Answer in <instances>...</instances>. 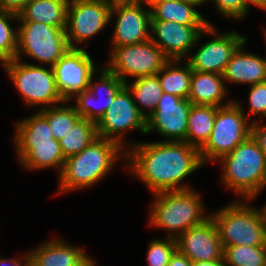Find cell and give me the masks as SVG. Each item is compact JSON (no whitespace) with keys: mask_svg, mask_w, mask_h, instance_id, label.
I'll return each mask as SVG.
<instances>
[{"mask_svg":"<svg viewBox=\"0 0 266 266\" xmlns=\"http://www.w3.org/2000/svg\"><path fill=\"white\" fill-rule=\"evenodd\" d=\"M124 165L155 194L191 189L183 181L204 164L199 149L185 141H129Z\"/></svg>","mask_w":266,"mask_h":266,"instance_id":"cell-1","label":"cell"},{"mask_svg":"<svg viewBox=\"0 0 266 266\" xmlns=\"http://www.w3.org/2000/svg\"><path fill=\"white\" fill-rule=\"evenodd\" d=\"M119 159L126 161V150L98 136L80 153L65 159L55 195L93 187L111 173Z\"/></svg>","mask_w":266,"mask_h":266,"instance_id":"cell-2","label":"cell"},{"mask_svg":"<svg viewBox=\"0 0 266 266\" xmlns=\"http://www.w3.org/2000/svg\"><path fill=\"white\" fill-rule=\"evenodd\" d=\"M152 195L154 198L149 205L148 226L166 230L168 238L177 239L186 230L210 218L200 192L193 188Z\"/></svg>","mask_w":266,"mask_h":266,"instance_id":"cell-3","label":"cell"},{"mask_svg":"<svg viewBox=\"0 0 266 266\" xmlns=\"http://www.w3.org/2000/svg\"><path fill=\"white\" fill-rule=\"evenodd\" d=\"M218 161L221 183L241 200H253L266 188V155L252 135Z\"/></svg>","mask_w":266,"mask_h":266,"instance_id":"cell-4","label":"cell"},{"mask_svg":"<svg viewBox=\"0 0 266 266\" xmlns=\"http://www.w3.org/2000/svg\"><path fill=\"white\" fill-rule=\"evenodd\" d=\"M245 201L235 199L218 211L210 213L223 247L235 245L253 247L266 244L262 213L259 208L248 204L252 200Z\"/></svg>","mask_w":266,"mask_h":266,"instance_id":"cell-5","label":"cell"},{"mask_svg":"<svg viewBox=\"0 0 266 266\" xmlns=\"http://www.w3.org/2000/svg\"><path fill=\"white\" fill-rule=\"evenodd\" d=\"M2 67L28 107L39 106L38 110H42L65 102L57 90L52 66L45 68L13 59Z\"/></svg>","mask_w":266,"mask_h":266,"instance_id":"cell-6","label":"cell"},{"mask_svg":"<svg viewBox=\"0 0 266 266\" xmlns=\"http://www.w3.org/2000/svg\"><path fill=\"white\" fill-rule=\"evenodd\" d=\"M243 108L238 100H234L229 105L217 109L211 135L199 150L204 166L207 162L218 163L219 159L251 135L252 122L248 119L251 116L248 117Z\"/></svg>","mask_w":266,"mask_h":266,"instance_id":"cell-7","label":"cell"},{"mask_svg":"<svg viewBox=\"0 0 266 266\" xmlns=\"http://www.w3.org/2000/svg\"><path fill=\"white\" fill-rule=\"evenodd\" d=\"M17 53L15 59L23 56L36 60L40 65L53 66L70 48L65 27L49 26L40 22L17 21Z\"/></svg>","mask_w":266,"mask_h":266,"instance_id":"cell-8","label":"cell"},{"mask_svg":"<svg viewBox=\"0 0 266 266\" xmlns=\"http://www.w3.org/2000/svg\"><path fill=\"white\" fill-rule=\"evenodd\" d=\"M108 62L104 67L124 83L129 77L156 75L168 61L162 50L149 39L133 45L110 47ZM129 76V77H128Z\"/></svg>","mask_w":266,"mask_h":266,"instance_id":"cell-9","label":"cell"},{"mask_svg":"<svg viewBox=\"0 0 266 266\" xmlns=\"http://www.w3.org/2000/svg\"><path fill=\"white\" fill-rule=\"evenodd\" d=\"M96 127L99 137L112 140L125 150H127V144L124 141L125 133L128 130H139L140 133L146 134V119L139 113L125 85L117 92L112 104Z\"/></svg>","mask_w":266,"mask_h":266,"instance_id":"cell-10","label":"cell"},{"mask_svg":"<svg viewBox=\"0 0 266 266\" xmlns=\"http://www.w3.org/2000/svg\"><path fill=\"white\" fill-rule=\"evenodd\" d=\"M110 14L111 7L103 0H70L65 27L69 47L82 49L84 42L106 28Z\"/></svg>","mask_w":266,"mask_h":266,"instance_id":"cell-11","label":"cell"},{"mask_svg":"<svg viewBox=\"0 0 266 266\" xmlns=\"http://www.w3.org/2000/svg\"><path fill=\"white\" fill-rule=\"evenodd\" d=\"M204 34L211 35L212 39L201 44L193 55L187 57L192 70L198 72H211L222 75L237 48L247 40L243 34L236 30L219 32L215 26L209 24Z\"/></svg>","mask_w":266,"mask_h":266,"instance_id":"cell-12","label":"cell"},{"mask_svg":"<svg viewBox=\"0 0 266 266\" xmlns=\"http://www.w3.org/2000/svg\"><path fill=\"white\" fill-rule=\"evenodd\" d=\"M93 61L86 49L69 48L52 66L57 90L65 102L88 89L90 78L100 68Z\"/></svg>","mask_w":266,"mask_h":266,"instance_id":"cell-13","label":"cell"},{"mask_svg":"<svg viewBox=\"0 0 266 266\" xmlns=\"http://www.w3.org/2000/svg\"><path fill=\"white\" fill-rule=\"evenodd\" d=\"M208 25H182L172 21L151 20L150 39L168 60H184L200 42Z\"/></svg>","mask_w":266,"mask_h":266,"instance_id":"cell-14","label":"cell"},{"mask_svg":"<svg viewBox=\"0 0 266 266\" xmlns=\"http://www.w3.org/2000/svg\"><path fill=\"white\" fill-rule=\"evenodd\" d=\"M96 74L98 78L94 81ZM124 85L125 83L117 75L100 66L90 78L88 89L78 93L71 102L75 99L74 107L81 118L97 124Z\"/></svg>","mask_w":266,"mask_h":266,"instance_id":"cell-15","label":"cell"},{"mask_svg":"<svg viewBox=\"0 0 266 266\" xmlns=\"http://www.w3.org/2000/svg\"><path fill=\"white\" fill-rule=\"evenodd\" d=\"M192 103L188 99L163 92L157 108L146 120V134L158 132L162 141H185L187 119Z\"/></svg>","mask_w":266,"mask_h":266,"instance_id":"cell-16","label":"cell"},{"mask_svg":"<svg viewBox=\"0 0 266 266\" xmlns=\"http://www.w3.org/2000/svg\"><path fill=\"white\" fill-rule=\"evenodd\" d=\"M148 6L146 2H138L111 7L110 22L117 16L111 47L139 44L150 39L151 11Z\"/></svg>","mask_w":266,"mask_h":266,"instance_id":"cell-17","label":"cell"},{"mask_svg":"<svg viewBox=\"0 0 266 266\" xmlns=\"http://www.w3.org/2000/svg\"><path fill=\"white\" fill-rule=\"evenodd\" d=\"M177 250L192 262L223 259L224 248L217 227L210 217L200 225L191 227L177 239Z\"/></svg>","mask_w":266,"mask_h":266,"instance_id":"cell-18","label":"cell"},{"mask_svg":"<svg viewBox=\"0 0 266 266\" xmlns=\"http://www.w3.org/2000/svg\"><path fill=\"white\" fill-rule=\"evenodd\" d=\"M17 160L26 170L54 168L61 174L65 158L55 138L42 141H13Z\"/></svg>","mask_w":266,"mask_h":266,"instance_id":"cell-19","label":"cell"},{"mask_svg":"<svg viewBox=\"0 0 266 266\" xmlns=\"http://www.w3.org/2000/svg\"><path fill=\"white\" fill-rule=\"evenodd\" d=\"M248 40L233 53L222 77L226 83L248 84L249 86L266 81V57L245 51Z\"/></svg>","mask_w":266,"mask_h":266,"instance_id":"cell-20","label":"cell"},{"mask_svg":"<svg viewBox=\"0 0 266 266\" xmlns=\"http://www.w3.org/2000/svg\"><path fill=\"white\" fill-rule=\"evenodd\" d=\"M44 241L29 250L31 260L37 266H83L92 256H88L85 248L73 246L59 237Z\"/></svg>","mask_w":266,"mask_h":266,"instance_id":"cell-21","label":"cell"},{"mask_svg":"<svg viewBox=\"0 0 266 266\" xmlns=\"http://www.w3.org/2000/svg\"><path fill=\"white\" fill-rule=\"evenodd\" d=\"M222 75L192 70L188 100L195 105L227 106L233 100L223 103L229 93Z\"/></svg>","mask_w":266,"mask_h":266,"instance_id":"cell-22","label":"cell"},{"mask_svg":"<svg viewBox=\"0 0 266 266\" xmlns=\"http://www.w3.org/2000/svg\"><path fill=\"white\" fill-rule=\"evenodd\" d=\"M148 4L151 20L172 21L182 25L212 24L197 11L196 7L204 4H188L177 0H151Z\"/></svg>","mask_w":266,"mask_h":266,"instance_id":"cell-23","label":"cell"},{"mask_svg":"<svg viewBox=\"0 0 266 266\" xmlns=\"http://www.w3.org/2000/svg\"><path fill=\"white\" fill-rule=\"evenodd\" d=\"M70 0H29L18 21L40 22L49 26L66 27Z\"/></svg>","mask_w":266,"mask_h":266,"instance_id":"cell-24","label":"cell"},{"mask_svg":"<svg viewBox=\"0 0 266 266\" xmlns=\"http://www.w3.org/2000/svg\"><path fill=\"white\" fill-rule=\"evenodd\" d=\"M218 108L212 105H191L187 119V143L199 150L206 144L214 127Z\"/></svg>","mask_w":266,"mask_h":266,"instance_id":"cell-25","label":"cell"},{"mask_svg":"<svg viewBox=\"0 0 266 266\" xmlns=\"http://www.w3.org/2000/svg\"><path fill=\"white\" fill-rule=\"evenodd\" d=\"M182 61L168 60L157 73V76L163 92L179 96L182 99H188L192 69L187 61L182 66Z\"/></svg>","mask_w":266,"mask_h":266,"instance_id":"cell-26","label":"cell"},{"mask_svg":"<svg viewBox=\"0 0 266 266\" xmlns=\"http://www.w3.org/2000/svg\"><path fill=\"white\" fill-rule=\"evenodd\" d=\"M125 86L130 91L139 113L147 120L157 108L163 94L157 74L138 77L132 83H125Z\"/></svg>","mask_w":266,"mask_h":266,"instance_id":"cell-27","label":"cell"},{"mask_svg":"<svg viewBox=\"0 0 266 266\" xmlns=\"http://www.w3.org/2000/svg\"><path fill=\"white\" fill-rule=\"evenodd\" d=\"M97 137L96 123L80 118L59 140L64 158L80 153Z\"/></svg>","mask_w":266,"mask_h":266,"instance_id":"cell-28","label":"cell"},{"mask_svg":"<svg viewBox=\"0 0 266 266\" xmlns=\"http://www.w3.org/2000/svg\"><path fill=\"white\" fill-rule=\"evenodd\" d=\"M66 104V105H65ZM48 121L51 133L56 140L63 138L71 127L81 118L68 101L59 106L38 110Z\"/></svg>","mask_w":266,"mask_h":266,"instance_id":"cell-29","label":"cell"},{"mask_svg":"<svg viewBox=\"0 0 266 266\" xmlns=\"http://www.w3.org/2000/svg\"><path fill=\"white\" fill-rule=\"evenodd\" d=\"M12 141H42L53 139L47 119L36 110L27 118L17 121Z\"/></svg>","mask_w":266,"mask_h":266,"instance_id":"cell-30","label":"cell"},{"mask_svg":"<svg viewBox=\"0 0 266 266\" xmlns=\"http://www.w3.org/2000/svg\"><path fill=\"white\" fill-rule=\"evenodd\" d=\"M226 266H266V246L223 247Z\"/></svg>","mask_w":266,"mask_h":266,"instance_id":"cell-31","label":"cell"},{"mask_svg":"<svg viewBox=\"0 0 266 266\" xmlns=\"http://www.w3.org/2000/svg\"><path fill=\"white\" fill-rule=\"evenodd\" d=\"M15 21V22H14ZM18 16L0 10V62L1 65L15 59L17 53V27L12 28Z\"/></svg>","mask_w":266,"mask_h":266,"instance_id":"cell-32","label":"cell"},{"mask_svg":"<svg viewBox=\"0 0 266 266\" xmlns=\"http://www.w3.org/2000/svg\"><path fill=\"white\" fill-rule=\"evenodd\" d=\"M146 262L148 266H167L171 256L177 250L176 239L157 237L147 246Z\"/></svg>","mask_w":266,"mask_h":266,"instance_id":"cell-33","label":"cell"},{"mask_svg":"<svg viewBox=\"0 0 266 266\" xmlns=\"http://www.w3.org/2000/svg\"><path fill=\"white\" fill-rule=\"evenodd\" d=\"M248 100H249V114L254 115L252 123L260 120L262 116L266 119V81L251 85L249 87ZM259 116V117H258ZM256 117H258L256 119Z\"/></svg>","mask_w":266,"mask_h":266,"instance_id":"cell-34","label":"cell"},{"mask_svg":"<svg viewBox=\"0 0 266 266\" xmlns=\"http://www.w3.org/2000/svg\"><path fill=\"white\" fill-rule=\"evenodd\" d=\"M211 1L217 12L228 19L243 20L250 10L243 0H205V4Z\"/></svg>","mask_w":266,"mask_h":266,"instance_id":"cell-35","label":"cell"},{"mask_svg":"<svg viewBox=\"0 0 266 266\" xmlns=\"http://www.w3.org/2000/svg\"><path fill=\"white\" fill-rule=\"evenodd\" d=\"M251 135L266 155V123L263 119L252 123Z\"/></svg>","mask_w":266,"mask_h":266,"instance_id":"cell-36","label":"cell"},{"mask_svg":"<svg viewBox=\"0 0 266 266\" xmlns=\"http://www.w3.org/2000/svg\"><path fill=\"white\" fill-rule=\"evenodd\" d=\"M29 0H0V10L19 15Z\"/></svg>","mask_w":266,"mask_h":266,"instance_id":"cell-37","label":"cell"},{"mask_svg":"<svg viewBox=\"0 0 266 266\" xmlns=\"http://www.w3.org/2000/svg\"><path fill=\"white\" fill-rule=\"evenodd\" d=\"M0 256V266H30L31 263V255L28 252L22 254L19 258H11V259H1Z\"/></svg>","mask_w":266,"mask_h":266,"instance_id":"cell-38","label":"cell"},{"mask_svg":"<svg viewBox=\"0 0 266 266\" xmlns=\"http://www.w3.org/2000/svg\"><path fill=\"white\" fill-rule=\"evenodd\" d=\"M167 266H192V261L176 250Z\"/></svg>","mask_w":266,"mask_h":266,"instance_id":"cell-39","label":"cell"},{"mask_svg":"<svg viewBox=\"0 0 266 266\" xmlns=\"http://www.w3.org/2000/svg\"><path fill=\"white\" fill-rule=\"evenodd\" d=\"M109 7L138 3V0H103Z\"/></svg>","mask_w":266,"mask_h":266,"instance_id":"cell-40","label":"cell"},{"mask_svg":"<svg viewBox=\"0 0 266 266\" xmlns=\"http://www.w3.org/2000/svg\"><path fill=\"white\" fill-rule=\"evenodd\" d=\"M192 266H226L224 259L206 262H192Z\"/></svg>","mask_w":266,"mask_h":266,"instance_id":"cell-41","label":"cell"},{"mask_svg":"<svg viewBox=\"0 0 266 266\" xmlns=\"http://www.w3.org/2000/svg\"><path fill=\"white\" fill-rule=\"evenodd\" d=\"M243 2L250 7L249 5L256 6L258 9H263L266 11V0H243Z\"/></svg>","mask_w":266,"mask_h":266,"instance_id":"cell-42","label":"cell"},{"mask_svg":"<svg viewBox=\"0 0 266 266\" xmlns=\"http://www.w3.org/2000/svg\"><path fill=\"white\" fill-rule=\"evenodd\" d=\"M188 4H205V0H177Z\"/></svg>","mask_w":266,"mask_h":266,"instance_id":"cell-43","label":"cell"},{"mask_svg":"<svg viewBox=\"0 0 266 266\" xmlns=\"http://www.w3.org/2000/svg\"><path fill=\"white\" fill-rule=\"evenodd\" d=\"M262 216H263V220H264V225H265V235H266V204L263 205V207L261 206V208H259Z\"/></svg>","mask_w":266,"mask_h":266,"instance_id":"cell-44","label":"cell"},{"mask_svg":"<svg viewBox=\"0 0 266 266\" xmlns=\"http://www.w3.org/2000/svg\"><path fill=\"white\" fill-rule=\"evenodd\" d=\"M96 264L95 259L91 257L83 266H97Z\"/></svg>","mask_w":266,"mask_h":266,"instance_id":"cell-45","label":"cell"},{"mask_svg":"<svg viewBox=\"0 0 266 266\" xmlns=\"http://www.w3.org/2000/svg\"><path fill=\"white\" fill-rule=\"evenodd\" d=\"M139 2H146L149 3L151 0H138Z\"/></svg>","mask_w":266,"mask_h":266,"instance_id":"cell-46","label":"cell"},{"mask_svg":"<svg viewBox=\"0 0 266 266\" xmlns=\"http://www.w3.org/2000/svg\"><path fill=\"white\" fill-rule=\"evenodd\" d=\"M30 266H37V265L31 260Z\"/></svg>","mask_w":266,"mask_h":266,"instance_id":"cell-47","label":"cell"}]
</instances>
